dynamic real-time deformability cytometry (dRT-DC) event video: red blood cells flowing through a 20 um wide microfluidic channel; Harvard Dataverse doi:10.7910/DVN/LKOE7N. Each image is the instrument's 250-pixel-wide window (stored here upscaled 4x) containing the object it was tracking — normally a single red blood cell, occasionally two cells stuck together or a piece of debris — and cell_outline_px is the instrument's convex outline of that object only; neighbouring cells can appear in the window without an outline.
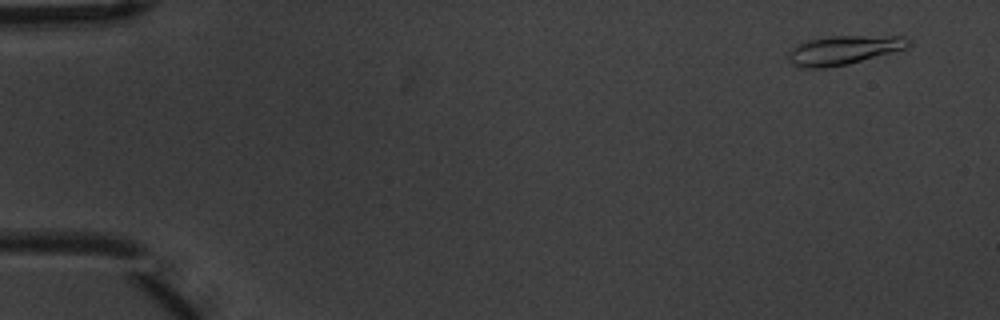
{"species": "common noctule bat (a hibernating species)", "species_latin": "Nyctalus noctula", "temperature_condition": "warm", "stored_images_in_passage": 6, "camera_frame_rate_fps": 3000, "um_per_image_px": 0.085, "animal": {"sex": "male", "body_mass_g": 20.1, "forearm_length_mm": 53.5}, "frame": {"image": 1, "passage_image": 1, "time_ms": 0.0, "image_size_px": [1000, 320], "cell_outline_px": [[912, 44], [908, 48], [848, 64], [824, 68], [800, 68], [792, 64], [788, 60], [788, 52], [796, 44], [808, 40], [832, 36], [904, 36]], "centroid_in_image_um": [71.69, 4.26], "position_along_channel_um": 13.3, "area_um2": 20.4}}